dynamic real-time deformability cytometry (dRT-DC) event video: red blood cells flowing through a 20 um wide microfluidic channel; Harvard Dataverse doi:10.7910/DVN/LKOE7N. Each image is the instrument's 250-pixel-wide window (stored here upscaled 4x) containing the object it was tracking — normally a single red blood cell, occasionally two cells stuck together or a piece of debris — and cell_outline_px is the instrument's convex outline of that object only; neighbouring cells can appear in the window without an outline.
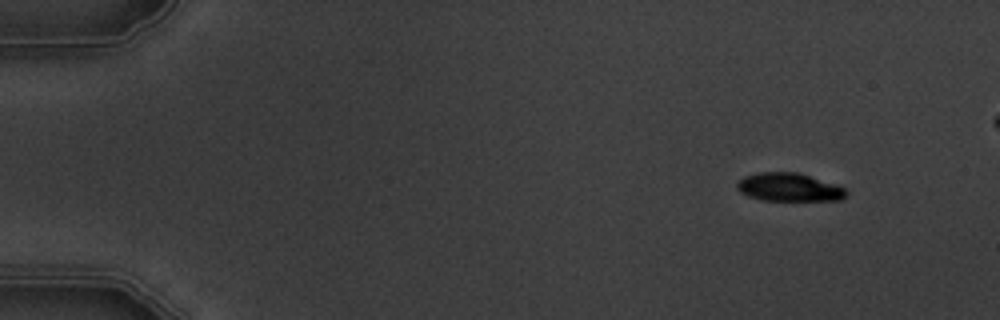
{"species": "common noctule bat (a hibernating species)", "species_latin": "Nyctalus noctula", "temperature_condition": "warm", "stored_images_in_passage": 5, "camera_frame_rate_fps": 3000, "um_per_image_px": 0.085, "animal": {"sex": "male", "body_mass_g": 19.5, "forearm_length_mm": 54.6}, "frame": {"image": 1, "passage_image": 1, "time_ms": 0.0, "image_size_px": [1000, 320], "cell_outline_px": [[848, 196], [840, 200], [760, 200], [748, 196], [740, 192], [736, 188], [736, 184], [744, 176], [760, 172], [796, 172], [844, 188], [848, 192]], "centroid_in_image_um": [67.03, 15.92], "position_along_channel_um": 18.0, "area_um2": 17.74}}